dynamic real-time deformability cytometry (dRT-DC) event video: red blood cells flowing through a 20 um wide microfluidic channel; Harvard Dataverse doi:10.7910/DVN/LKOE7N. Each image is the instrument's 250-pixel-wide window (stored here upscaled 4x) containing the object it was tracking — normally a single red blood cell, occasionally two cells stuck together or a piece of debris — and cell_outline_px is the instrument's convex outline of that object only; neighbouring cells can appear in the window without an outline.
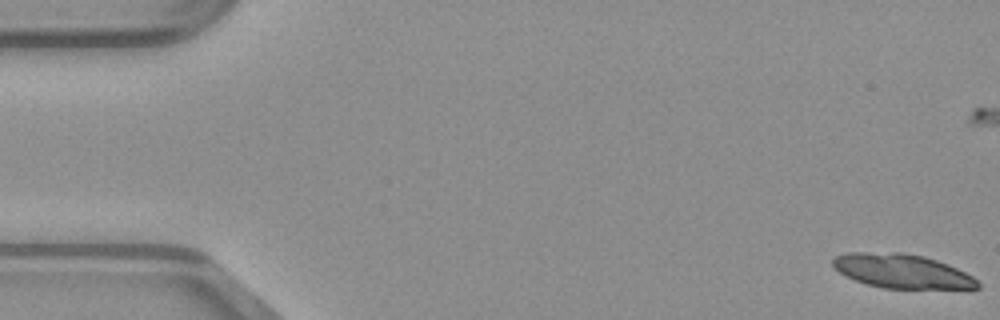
{"species": "common noctule bat (a hibernating species)", "species_latin": "Nyctalus noctula", "temperature_condition": "warm", "stored_images_in_passage": 40, "camera_frame_rate_fps": 3000, "um_per_image_px": 0.085, "animal": {"sex": "male", "body_mass_g": 23.1, "forearm_length_mm": 52.7}, "frame": {"image": 1, "passage_image": 1, "time_ms": 0.0, "image_size_px": [1000, 320], "cell_outline_px": [[980, 288], [884, 288], [868, 284], [844, 276], [832, 264], [832, 260], [836, 256], [844, 252], [904, 252], [924, 256], [948, 264], [972, 276], [980, 284]], "centroid_in_image_um": [76.63, 23.03], "position_along_channel_um": 8.4, "area_um2": 28.61}}